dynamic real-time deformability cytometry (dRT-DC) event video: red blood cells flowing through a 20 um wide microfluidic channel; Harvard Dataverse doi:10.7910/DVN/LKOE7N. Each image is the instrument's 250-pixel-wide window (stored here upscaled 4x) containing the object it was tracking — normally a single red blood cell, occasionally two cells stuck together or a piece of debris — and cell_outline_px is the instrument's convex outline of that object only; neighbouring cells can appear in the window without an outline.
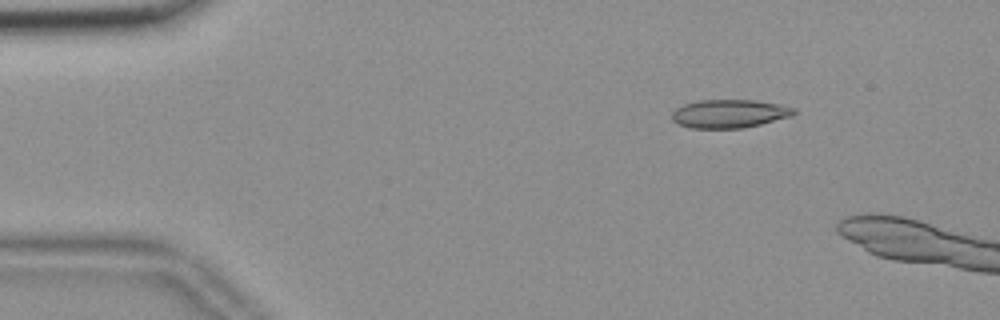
{"species": "common noctule bat (a hibernating species)", "species_latin": "Nyctalus noctula", "temperature_condition": "room temperature", "stored_images_in_passage": 17, "camera_frame_rate_fps": 3000, "um_per_image_px": 0.085, "animal": {"sex": "female", "body_mass_g": 18.4}, "frame": {"image": 1, "passage_image": 8, "time_ms": 2.333, "image_size_px": [1000, 320], "cell_outline_px": [[796, 112], [792, 116], [744, 128], [692, 128], [680, 124], [672, 120], [672, 112], [676, 108], [684, 104], [700, 100], [752, 100], [780, 104], [796, 108]], "centroid_in_image_um": [62.01, 9.66], "position_along_channel_um": 23.0, "area_um2": 20.11}}